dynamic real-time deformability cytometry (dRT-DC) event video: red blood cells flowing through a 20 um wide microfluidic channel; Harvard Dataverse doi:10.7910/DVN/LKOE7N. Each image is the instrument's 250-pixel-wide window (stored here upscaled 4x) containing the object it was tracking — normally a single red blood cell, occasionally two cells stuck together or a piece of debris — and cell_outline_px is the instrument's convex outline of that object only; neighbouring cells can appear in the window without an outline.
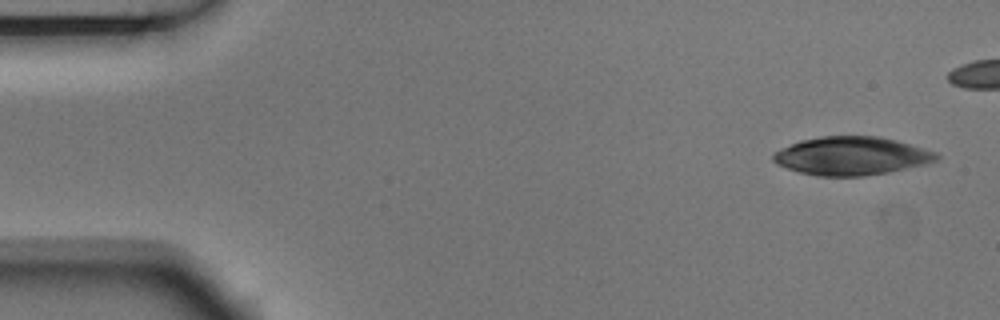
{"species": "Egyptian fruit bat (a non-hibernating species)", "species_latin": "Rousettus aegyptiacus", "temperature_condition": "room temperature", "stored_images_in_passage": 4, "camera_frame_rate_fps": 3000, "um_per_image_px": 0.085, "animal": {"sex": "male"}, "frame": {"image": 1, "passage_image": 1, "time_ms": 0.0, "image_size_px": [1000, 320], "cell_outline_px": [[940, 160], [924, 164], [888, 172], [864, 176], [816, 176], [800, 172], [776, 164], [772, 160], [772, 156], [776, 152], [800, 140], [820, 136], [876, 136], [896, 140], [936, 152], [940, 156]], "centroid_in_image_um": [72.39, 13.25], "position_along_channel_um": 12.6, "area_um2": 36.24}}